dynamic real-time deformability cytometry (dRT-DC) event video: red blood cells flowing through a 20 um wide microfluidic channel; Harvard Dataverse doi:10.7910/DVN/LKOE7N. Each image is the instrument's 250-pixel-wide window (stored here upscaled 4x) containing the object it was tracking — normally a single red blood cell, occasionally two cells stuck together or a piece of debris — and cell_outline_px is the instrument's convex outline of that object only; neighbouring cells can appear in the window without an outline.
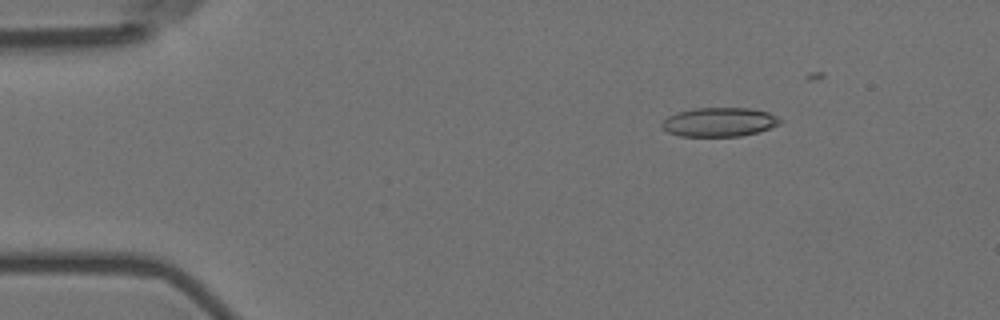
{"species": "Egyptian fruit bat (a non-hibernating species)", "species_latin": "Rousettus aegyptiacus", "temperature_condition": "room temperature", "stored_images_in_passage": 4, "camera_frame_rate_fps": 3000, "um_per_image_px": 0.085, "animal": {"sex": "female"}, "frame": {"image": 1, "passage_image": 1, "time_ms": 0.0, "image_size_px": [1000, 320], "cell_outline_px": [[784, 120], [780, 124], [756, 132], [740, 136], [680, 136], [668, 132], [660, 124], [668, 116], [676, 112], [696, 108], [752, 108], [768, 112]], "centroid_in_image_um": [61.14, 10.37], "position_along_channel_um": 23.9, "area_um2": 19.94}}
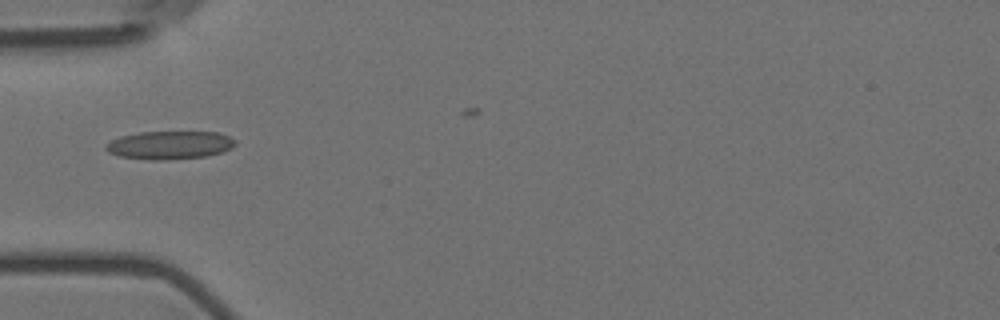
{"frame": {"image": 2, "passage_image": 4, "time_ms": 1.0, "image_size_px": [1000, 320], "cell_outline_px": [[236, 144], [232, 148], [224, 152], [204, 156], [160, 160], [148, 160], [120, 156], [108, 152], [104, 148], [104, 144], [120, 136], [140, 132], [220, 132], [236, 140]], "centroid_in_image_um": [14.42, 12.33], "position_along_channel_um": 70.6, "area_um2": 21.33}}